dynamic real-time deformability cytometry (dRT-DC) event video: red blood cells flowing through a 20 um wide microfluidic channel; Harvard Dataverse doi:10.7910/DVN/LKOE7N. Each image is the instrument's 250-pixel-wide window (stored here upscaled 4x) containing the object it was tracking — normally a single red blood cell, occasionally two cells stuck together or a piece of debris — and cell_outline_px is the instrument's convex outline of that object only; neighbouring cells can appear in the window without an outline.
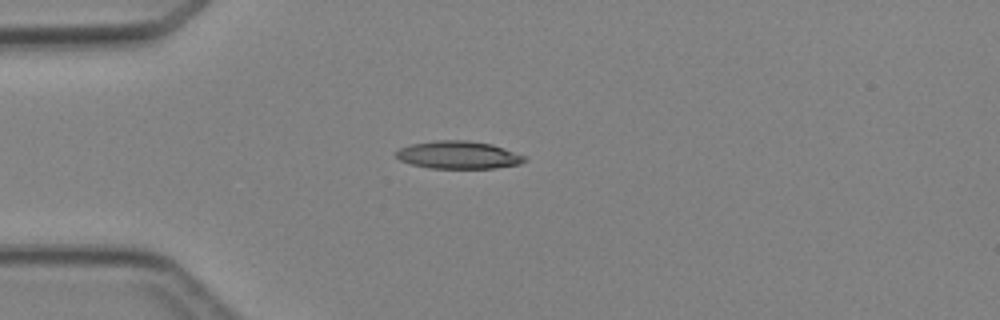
{"species": "Egyptian fruit bat (a non-hibernating species)", "species_latin": "Rousettus aegyptiacus", "temperature_condition": "cold", "stored_images_in_passage": 1, "camera_frame_rate_fps": 3000, "um_per_image_px": 0.085, "animal": {"sex": "female"}, "frame": {"image": 1, "passage_image": 1, "time_ms": 0.0, "image_size_px": [1000, 320], "cell_outline_px": [[528, 160], [520, 164], [496, 168], [428, 168], [412, 164], [400, 160], [396, 156], [396, 152], [400, 148], [412, 144], [436, 140], [468, 140], [492, 144], [504, 148], [524, 156]], "centroid_in_image_um": [38.98, 13.17], "position_along_channel_um": 46.0, "area_um2": 20.69}}